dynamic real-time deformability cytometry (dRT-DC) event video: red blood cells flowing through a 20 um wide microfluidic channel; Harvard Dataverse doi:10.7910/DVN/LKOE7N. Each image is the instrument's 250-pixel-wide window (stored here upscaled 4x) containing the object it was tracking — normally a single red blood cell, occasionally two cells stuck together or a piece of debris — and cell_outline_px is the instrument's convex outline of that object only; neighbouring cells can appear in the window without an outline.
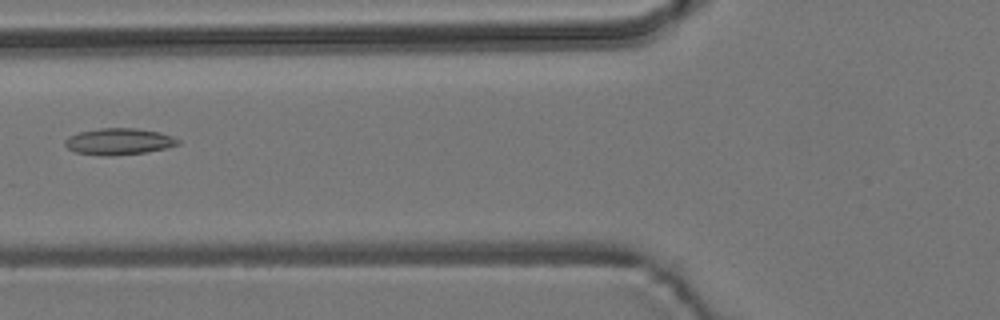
{"species": "common noctule bat (a hibernating species)", "species_latin": "Nyctalus noctula", "temperature_condition": "room temperature", "stored_images_in_passage": 3, "camera_frame_rate_fps": 3000, "um_per_image_px": 0.085, "animal": {"sex": "male", "body_mass_g": 19.2, "forearm_length_mm": 51.8}, "frame": {"image": 1, "passage_image": 3, "time_ms": 3.0, "image_size_px": [1000, 320], "cell_outline_px": [[180, 144], [168, 148], [144, 152], [112, 156], [104, 156], [76, 152], [68, 148], [64, 144], [64, 140], [68, 136], [80, 132], [100, 128], [136, 128], [160, 132], [172, 136], [180, 140]], "centroid_in_image_um": [10.12, 12.02], "position_along_channel_um": 115.7, "area_um2": 17.51}}